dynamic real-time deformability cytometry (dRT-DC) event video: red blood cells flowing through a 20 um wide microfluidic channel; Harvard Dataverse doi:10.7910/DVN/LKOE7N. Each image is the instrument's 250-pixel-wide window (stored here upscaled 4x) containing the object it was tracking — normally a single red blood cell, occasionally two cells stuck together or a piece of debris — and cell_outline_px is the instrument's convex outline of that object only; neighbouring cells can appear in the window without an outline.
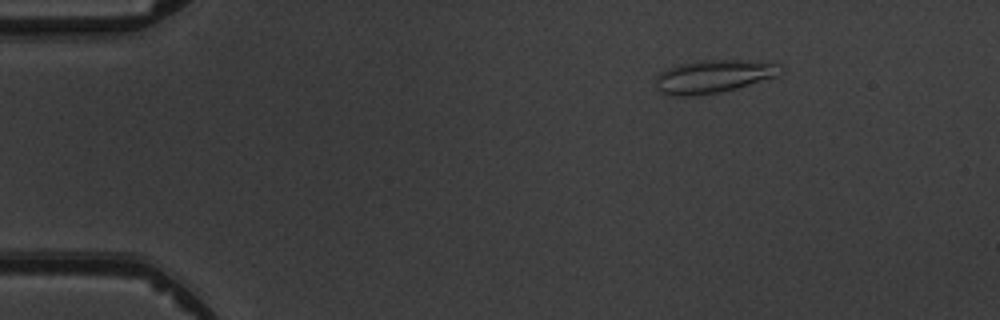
{"species": "common noctule bat (a hibernating species)", "species_latin": "Nyctalus noctula", "temperature_condition": "warm", "stored_images_in_passage": 4, "camera_frame_rate_fps": 3000, "um_per_image_px": 0.085, "animal": {"sex": "male", "body_mass_g": 19.5, "forearm_length_mm": 54.6}, "frame": {"image": 1, "passage_image": 1, "time_ms": 0.0, "image_size_px": [1000, 320], "cell_outline_px": [[784, 68], [776, 76], [736, 88], [720, 92], [692, 96], [672, 96], [660, 92], [656, 88], [656, 76], [660, 72], [668, 68], [680, 64], [700, 60], [740, 60], [784, 64]], "centroid_in_image_um": [60.62, 6.49], "position_along_channel_um": 24.4, "area_um2": 23.99}}